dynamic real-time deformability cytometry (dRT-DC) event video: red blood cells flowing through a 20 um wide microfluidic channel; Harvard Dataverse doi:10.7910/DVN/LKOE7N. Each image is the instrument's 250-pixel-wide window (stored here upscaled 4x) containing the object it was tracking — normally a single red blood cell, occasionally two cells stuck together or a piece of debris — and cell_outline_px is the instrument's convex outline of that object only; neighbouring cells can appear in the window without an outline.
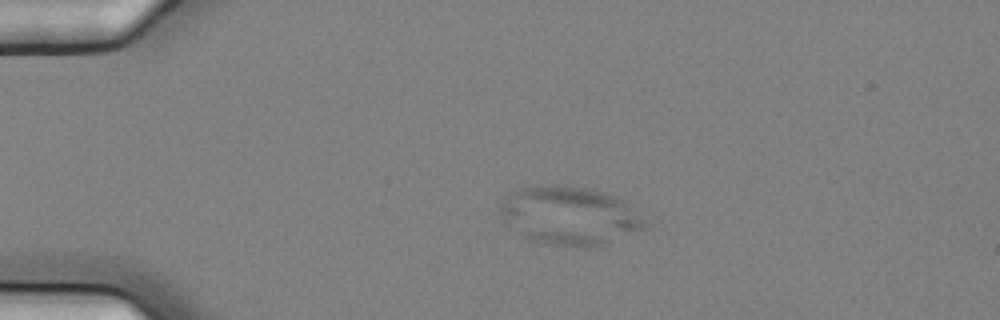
{"species": "common noctule bat (a hibernating species)", "species_latin": "Nyctalus noctula", "temperature_condition": "cold", "stored_images_in_passage": 5, "camera_frame_rate_fps": 3000, "um_per_image_px": 0.085, "animal": {"sex": "female", "body_mass_g": 25.1}, "frame": {"image": 1, "passage_image": 4, "time_ms": 1.0, "image_size_px": [1000, 320], "cell_outline_px": [[648, 228], [600, 244], [556, 244], [536, 240], [524, 236], [500, 216], [500, 208], [516, 192], [524, 188], [584, 188], [616, 196], [648, 224]], "centroid_in_image_um": [48.48, 18.35], "position_along_channel_um": 36.5, "area_um2": 45.66}}